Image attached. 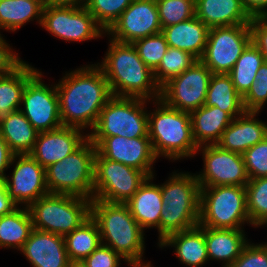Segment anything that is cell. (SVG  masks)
<instances>
[{
    "mask_svg": "<svg viewBox=\"0 0 267 267\" xmlns=\"http://www.w3.org/2000/svg\"><path fill=\"white\" fill-rule=\"evenodd\" d=\"M55 85L62 125L83 131L93 130L101 110L113 97L108 81L96 63L65 72Z\"/></svg>",
    "mask_w": 267,
    "mask_h": 267,
    "instance_id": "1",
    "label": "cell"
},
{
    "mask_svg": "<svg viewBox=\"0 0 267 267\" xmlns=\"http://www.w3.org/2000/svg\"><path fill=\"white\" fill-rule=\"evenodd\" d=\"M96 65L107 79L113 96L149 101L161 96V88L156 83L154 72L142 61L132 43L110 38L105 57Z\"/></svg>",
    "mask_w": 267,
    "mask_h": 267,
    "instance_id": "2",
    "label": "cell"
},
{
    "mask_svg": "<svg viewBox=\"0 0 267 267\" xmlns=\"http://www.w3.org/2000/svg\"><path fill=\"white\" fill-rule=\"evenodd\" d=\"M91 217L98 225L102 244L121 255L127 264L147 262L143 261L145 231L126 204L92 199Z\"/></svg>",
    "mask_w": 267,
    "mask_h": 267,
    "instance_id": "3",
    "label": "cell"
},
{
    "mask_svg": "<svg viewBox=\"0 0 267 267\" xmlns=\"http://www.w3.org/2000/svg\"><path fill=\"white\" fill-rule=\"evenodd\" d=\"M152 102L157 107L148 111V137L156 157L175 162L196 156L190 113L172 108L160 98Z\"/></svg>",
    "mask_w": 267,
    "mask_h": 267,
    "instance_id": "4",
    "label": "cell"
},
{
    "mask_svg": "<svg viewBox=\"0 0 267 267\" xmlns=\"http://www.w3.org/2000/svg\"><path fill=\"white\" fill-rule=\"evenodd\" d=\"M173 171L161 184L164 202L160 215V242L169 234L199 225L201 187L195 173Z\"/></svg>",
    "mask_w": 267,
    "mask_h": 267,
    "instance_id": "5",
    "label": "cell"
},
{
    "mask_svg": "<svg viewBox=\"0 0 267 267\" xmlns=\"http://www.w3.org/2000/svg\"><path fill=\"white\" fill-rule=\"evenodd\" d=\"M96 146L88 138L62 161L45 168L46 186L51 194H69L93 199Z\"/></svg>",
    "mask_w": 267,
    "mask_h": 267,
    "instance_id": "6",
    "label": "cell"
},
{
    "mask_svg": "<svg viewBox=\"0 0 267 267\" xmlns=\"http://www.w3.org/2000/svg\"><path fill=\"white\" fill-rule=\"evenodd\" d=\"M33 228L65 236L91 216V199L69 194H47L29 207Z\"/></svg>",
    "mask_w": 267,
    "mask_h": 267,
    "instance_id": "7",
    "label": "cell"
},
{
    "mask_svg": "<svg viewBox=\"0 0 267 267\" xmlns=\"http://www.w3.org/2000/svg\"><path fill=\"white\" fill-rule=\"evenodd\" d=\"M252 225L245 186L201 187L199 225L214 229H244Z\"/></svg>",
    "mask_w": 267,
    "mask_h": 267,
    "instance_id": "8",
    "label": "cell"
},
{
    "mask_svg": "<svg viewBox=\"0 0 267 267\" xmlns=\"http://www.w3.org/2000/svg\"><path fill=\"white\" fill-rule=\"evenodd\" d=\"M149 100L113 96L101 110L98 121L88 136L148 137Z\"/></svg>",
    "mask_w": 267,
    "mask_h": 267,
    "instance_id": "9",
    "label": "cell"
},
{
    "mask_svg": "<svg viewBox=\"0 0 267 267\" xmlns=\"http://www.w3.org/2000/svg\"><path fill=\"white\" fill-rule=\"evenodd\" d=\"M149 176L138 169L103 157L94 159L93 199L125 204Z\"/></svg>",
    "mask_w": 267,
    "mask_h": 267,
    "instance_id": "10",
    "label": "cell"
},
{
    "mask_svg": "<svg viewBox=\"0 0 267 267\" xmlns=\"http://www.w3.org/2000/svg\"><path fill=\"white\" fill-rule=\"evenodd\" d=\"M40 26L54 37L67 42L94 40L106 35L84 5H45Z\"/></svg>",
    "mask_w": 267,
    "mask_h": 267,
    "instance_id": "11",
    "label": "cell"
},
{
    "mask_svg": "<svg viewBox=\"0 0 267 267\" xmlns=\"http://www.w3.org/2000/svg\"><path fill=\"white\" fill-rule=\"evenodd\" d=\"M251 42L249 24L212 27L200 60L213 74H228Z\"/></svg>",
    "mask_w": 267,
    "mask_h": 267,
    "instance_id": "12",
    "label": "cell"
},
{
    "mask_svg": "<svg viewBox=\"0 0 267 267\" xmlns=\"http://www.w3.org/2000/svg\"><path fill=\"white\" fill-rule=\"evenodd\" d=\"M199 151L204 169L195 176L200 187L246 186L249 182L242 154L224 150L217 144L198 146L196 154Z\"/></svg>",
    "mask_w": 267,
    "mask_h": 267,
    "instance_id": "13",
    "label": "cell"
},
{
    "mask_svg": "<svg viewBox=\"0 0 267 267\" xmlns=\"http://www.w3.org/2000/svg\"><path fill=\"white\" fill-rule=\"evenodd\" d=\"M212 75L207 66L197 60L161 87L160 99L172 108L191 113L205 104Z\"/></svg>",
    "mask_w": 267,
    "mask_h": 267,
    "instance_id": "14",
    "label": "cell"
},
{
    "mask_svg": "<svg viewBox=\"0 0 267 267\" xmlns=\"http://www.w3.org/2000/svg\"><path fill=\"white\" fill-rule=\"evenodd\" d=\"M42 71H37L28 81L22 95L20 111L38 132L60 128L59 97L56 85L42 80Z\"/></svg>",
    "mask_w": 267,
    "mask_h": 267,
    "instance_id": "15",
    "label": "cell"
},
{
    "mask_svg": "<svg viewBox=\"0 0 267 267\" xmlns=\"http://www.w3.org/2000/svg\"><path fill=\"white\" fill-rule=\"evenodd\" d=\"M11 166L14 169L10 177H5L6 189L18 207H29L40 197L49 194L45 168L30 154H14Z\"/></svg>",
    "mask_w": 267,
    "mask_h": 267,
    "instance_id": "16",
    "label": "cell"
},
{
    "mask_svg": "<svg viewBox=\"0 0 267 267\" xmlns=\"http://www.w3.org/2000/svg\"><path fill=\"white\" fill-rule=\"evenodd\" d=\"M97 151L105 158L123 163L154 175L153 165L158 159L149 137L124 138L122 136H88Z\"/></svg>",
    "mask_w": 267,
    "mask_h": 267,
    "instance_id": "17",
    "label": "cell"
},
{
    "mask_svg": "<svg viewBox=\"0 0 267 267\" xmlns=\"http://www.w3.org/2000/svg\"><path fill=\"white\" fill-rule=\"evenodd\" d=\"M162 30L155 0H134L106 32V36L122 43L155 35Z\"/></svg>",
    "mask_w": 267,
    "mask_h": 267,
    "instance_id": "18",
    "label": "cell"
},
{
    "mask_svg": "<svg viewBox=\"0 0 267 267\" xmlns=\"http://www.w3.org/2000/svg\"><path fill=\"white\" fill-rule=\"evenodd\" d=\"M75 127L61 126L55 130L39 132L29 153L42 167L62 161L76 151L89 137Z\"/></svg>",
    "mask_w": 267,
    "mask_h": 267,
    "instance_id": "19",
    "label": "cell"
},
{
    "mask_svg": "<svg viewBox=\"0 0 267 267\" xmlns=\"http://www.w3.org/2000/svg\"><path fill=\"white\" fill-rule=\"evenodd\" d=\"M32 267H71L64 237L33 228L20 250Z\"/></svg>",
    "mask_w": 267,
    "mask_h": 267,
    "instance_id": "20",
    "label": "cell"
},
{
    "mask_svg": "<svg viewBox=\"0 0 267 267\" xmlns=\"http://www.w3.org/2000/svg\"><path fill=\"white\" fill-rule=\"evenodd\" d=\"M259 113L245 111L234 118L216 144L224 150L243 154L248 148L261 142L267 136V123L256 118Z\"/></svg>",
    "mask_w": 267,
    "mask_h": 267,
    "instance_id": "21",
    "label": "cell"
},
{
    "mask_svg": "<svg viewBox=\"0 0 267 267\" xmlns=\"http://www.w3.org/2000/svg\"><path fill=\"white\" fill-rule=\"evenodd\" d=\"M154 175L148 177L137 192L125 203L136 222L145 231L157 228L158 243L160 242V215L164 202L161 195V185L154 184Z\"/></svg>",
    "mask_w": 267,
    "mask_h": 267,
    "instance_id": "22",
    "label": "cell"
},
{
    "mask_svg": "<svg viewBox=\"0 0 267 267\" xmlns=\"http://www.w3.org/2000/svg\"><path fill=\"white\" fill-rule=\"evenodd\" d=\"M157 244L162 249L174 247L176 258L186 267H203L209 262L204 226L198 225L188 230L171 233Z\"/></svg>",
    "mask_w": 267,
    "mask_h": 267,
    "instance_id": "23",
    "label": "cell"
},
{
    "mask_svg": "<svg viewBox=\"0 0 267 267\" xmlns=\"http://www.w3.org/2000/svg\"><path fill=\"white\" fill-rule=\"evenodd\" d=\"M244 229H214L204 227L209 261L222 262V267H229L249 243Z\"/></svg>",
    "mask_w": 267,
    "mask_h": 267,
    "instance_id": "24",
    "label": "cell"
},
{
    "mask_svg": "<svg viewBox=\"0 0 267 267\" xmlns=\"http://www.w3.org/2000/svg\"><path fill=\"white\" fill-rule=\"evenodd\" d=\"M210 28L196 16L175 25L162 28L161 33L169 47L190 53L197 60L204 54Z\"/></svg>",
    "mask_w": 267,
    "mask_h": 267,
    "instance_id": "25",
    "label": "cell"
},
{
    "mask_svg": "<svg viewBox=\"0 0 267 267\" xmlns=\"http://www.w3.org/2000/svg\"><path fill=\"white\" fill-rule=\"evenodd\" d=\"M195 16L209 28L251 21L240 0H195Z\"/></svg>",
    "mask_w": 267,
    "mask_h": 267,
    "instance_id": "26",
    "label": "cell"
},
{
    "mask_svg": "<svg viewBox=\"0 0 267 267\" xmlns=\"http://www.w3.org/2000/svg\"><path fill=\"white\" fill-rule=\"evenodd\" d=\"M192 136L197 146L216 144L233 118L215 106H205L190 113Z\"/></svg>",
    "mask_w": 267,
    "mask_h": 267,
    "instance_id": "27",
    "label": "cell"
},
{
    "mask_svg": "<svg viewBox=\"0 0 267 267\" xmlns=\"http://www.w3.org/2000/svg\"><path fill=\"white\" fill-rule=\"evenodd\" d=\"M38 133L20 110L0 118V136L14 154H29Z\"/></svg>",
    "mask_w": 267,
    "mask_h": 267,
    "instance_id": "28",
    "label": "cell"
},
{
    "mask_svg": "<svg viewBox=\"0 0 267 267\" xmlns=\"http://www.w3.org/2000/svg\"><path fill=\"white\" fill-rule=\"evenodd\" d=\"M204 105L218 107L233 119L245 112L243 97L236 91L229 74L212 75Z\"/></svg>",
    "mask_w": 267,
    "mask_h": 267,
    "instance_id": "29",
    "label": "cell"
},
{
    "mask_svg": "<svg viewBox=\"0 0 267 267\" xmlns=\"http://www.w3.org/2000/svg\"><path fill=\"white\" fill-rule=\"evenodd\" d=\"M38 71L24 62L14 72L0 75V118L20 110L22 95L27 81Z\"/></svg>",
    "mask_w": 267,
    "mask_h": 267,
    "instance_id": "30",
    "label": "cell"
},
{
    "mask_svg": "<svg viewBox=\"0 0 267 267\" xmlns=\"http://www.w3.org/2000/svg\"><path fill=\"white\" fill-rule=\"evenodd\" d=\"M33 223L28 207H17L11 213L0 216V248L20 251L27 241Z\"/></svg>",
    "mask_w": 267,
    "mask_h": 267,
    "instance_id": "31",
    "label": "cell"
},
{
    "mask_svg": "<svg viewBox=\"0 0 267 267\" xmlns=\"http://www.w3.org/2000/svg\"><path fill=\"white\" fill-rule=\"evenodd\" d=\"M43 8L34 0H0V31L15 32L34 20L41 25Z\"/></svg>",
    "mask_w": 267,
    "mask_h": 267,
    "instance_id": "32",
    "label": "cell"
},
{
    "mask_svg": "<svg viewBox=\"0 0 267 267\" xmlns=\"http://www.w3.org/2000/svg\"><path fill=\"white\" fill-rule=\"evenodd\" d=\"M64 241L70 261L79 264L101 244L97 223L90 216L79 227L65 235Z\"/></svg>",
    "mask_w": 267,
    "mask_h": 267,
    "instance_id": "33",
    "label": "cell"
},
{
    "mask_svg": "<svg viewBox=\"0 0 267 267\" xmlns=\"http://www.w3.org/2000/svg\"><path fill=\"white\" fill-rule=\"evenodd\" d=\"M264 62V56L251 42L236 61L232 70L228 73L236 91L242 97L250 90L255 81L257 72Z\"/></svg>",
    "mask_w": 267,
    "mask_h": 267,
    "instance_id": "34",
    "label": "cell"
},
{
    "mask_svg": "<svg viewBox=\"0 0 267 267\" xmlns=\"http://www.w3.org/2000/svg\"><path fill=\"white\" fill-rule=\"evenodd\" d=\"M245 188L250 223L261 228L267 222V177L250 179Z\"/></svg>",
    "mask_w": 267,
    "mask_h": 267,
    "instance_id": "35",
    "label": "cell"
},
{
    "mask_svg": "<svg viewBox=\"0 0 267 267\" xmlns=\"http://www.w3.org/2000/svg\"><path fill=\"white\" fill-rule=\"evenodd\" d=\"M196 61L197 59L190 53L177 48L168 47L159 66L153 71L156 83L161 88L173 77L181 75Z\"/></svg>",
    "mask_w": 267,
    "mask_h": 267,
    "instance_id": "36",
    "label": "cell"
},
{
    "mask_svg": "<svg viewBox=\"0 0 267 267\" xmlns=\"http://www.w3.org/2000/svg\"><path fill=\"white\" fill-rule=\"evenodd\" d=\"M134 0H86L85 7L107 32Z\"/></svg>",
    "mask_w": 267,
    "mask_h": 267,
    "instance_id": "37",
    "label": "cell"
},
{
    "mask_svg": "<svg viewBox=\"0 0 267 267\" xmlns=\"http://www.w3.org/2000/svg\"><path fill=\"white\" fill-rule=\"evenodd\" d=\"M161 27L175 25L195 16V0H155Z\"/></svg>",
    "mask_w": 267,
    "mask_h": 267,
    "instance_id": "38",
    "label": "cell"
},
{
    "mask_svg": "<svg viewBox=\"0 0 267 267\" xmlns=\"http://www.w3.org/2000/svg\"><path fill=\"white\" fill-rule=\"evenodd\" d=\"M132 44L135 46L139 57L152 71L159 66L169 47L161 32L136 40Z\"/></svg>",
    "mask_w": 267,
    "mask_h": 267,
    "instance_id": "39",
    "label": "cell"
},
{
    "mask_svg": "<svg viewBox=\"0 0 267 267\" xmlns=\"http://www.w3.org/2000/svg\"><path fill=\"white\" fill-rule=\"evenodd\" d=\"M267 104V62L259 68L255 81L248 93L243 97L245 111L261 112Z\"/></svg>",
    "mask_w": 267,
    "mask_h": 267,
    "instance_id": "40",
    "label": "cell"
},
{
    "mask_svg": "<svg viewBox=\"0 0 267 267\" xmlns=\"http://www.w3.org/2000/svg\"><path fill=\"white\" fill-rule=\"evenodd\" d=\"M242 156L250 179L267 177V136Z\"/></svg>",
    "mask_w": 267,
    "mask_h": 267,
    "instance_id": "41",
    "label": "cell"
},
{
    "mask_svg": "<svg viewBox=\"0 0 267 267\" xmlns=\"http://www.w3.org/2000/svg\"><path fill=\"white\" fill-rule=\"evenodd\" d=\"M229 267H267V242H249Z\"/></svg>",
    "mask_w": 267,
    "mask_h": 267,
    "instance_id": "42",
    "label": "cell"
},
{
    "mask_svg": "<svg viewBox=\"0 0 267 267\" xmlns=\"http://www.w3.org/2000/svg\"><path fill=\"white\" fill-rule=\"evenodd\" d=\"M121 259H123L124 262H127L112 248L101 243L79 264L83 267H120V264H122Z\"/></svg>",
    "mask_w": 267,
    "mask_h": 267,
    "instance_id": "43",
    "label": "cell"
},
{
    "mask_svg": "<svg viewBox=\"0 0 267 267\" xmlns=\"http://www.w3.org/2000/svg\"><path fill=\"white\" fill-rule=\"evenodd\" d=\"M0 34V75H6L14 72L19 68L24 62L19 54L16 53L6 42V39L3 38Z\"/></svg>",
    "mask_w": 267,
    "mask_h": 267,
    "instance_id": "44",
    "label": "cell"
},
{
    "mask_svg": "<svg viewBox=\"0 0 267 267\" xmlns=\"http://www.w3.org/2000/svg\"><path fill=\"white\" fill-rule=\"evenodd\" d=\"M249 26L252 43L260 50L267 62V19L265 17H253Z\"/></svg>",
    "mask_w": 267,
    "mask_h": 267,
    "instance_id": "45",
    "label": "cell"
},
{
    "mask_svg": "<svg viewBox=\"0 0 267 267\" xmlns=\"http://www.w3.org/2000/svg\"><path fill=\"white\" fill-rule=\"evenodd\" d=\"M242 6L253 17H265L267 15V0H240Z\"/></svg>",
    "mask_w": 267,
    "mask_h": 267,
    "instance_id": "46",
    "label": "cell"
},
{
    "mask_svg": "<svg viewBox=\"0 0 267 267\" xmlns=\"http://www.w3.org/2000/svg\"><path fill=\"white\" fill-rule=\"evenodd\" d=\"M14 153L10 150L6 141L0 136V180H5L6 170L10 168Z\"/></svg>",
    "mask_w": 267,
    "mask_h": 267,
    "instance_id": "47",
    "label": "cell"
},
{
    "mask_svg": "<svg viewBox=\"0 0 267 267\" xmlns=\"http://www.w3.org/2000/svg\"><path fill=\"white\" fill-rule=\"evenodd\" d=\"M17 207L8 195L5 180H0V216L11 213Z\"/></svg>",
    "mask_w": 267,
    "mask_h": 267,
    "instance_id": "48",
    "label": "cell"
},
{
    "mask_svg": "<svg viewBox=\"0 0 267 267\" xmlns=\"http://www.w3.org/2000/svg\"><path fill=\"white\" fill-rule=\"evenodd\" d=\"M86 0H45L46 6H83Z\"/></svg>",
    "mask_w": 267,
    "mask_h": 267,
    "instance_id": "49",
    "label": "cell"
},
{
    "mask_svg": "<svg viewBox=\"0 0 267 267\" xmlns=\"http://www.w3.org/2000/svg\"><path fill=\"white\" fill-rule=\"evenodd\" d=\"M127 266H130V267H152L153 265L151 264V261H148L146 263H131V264H128Z\"/></svg>",
    "mask_w": 267,
    "mask_h": 267,
    "instance_id": "50",
    "label": "cell"
},
{
    "mask_svg": "<svg viewBox=\"0 0 267 267\" xmlns=\"http://www.w3.org/2000/svg\"><path fill=\"white\" fill-rule=\"evenodd\" d=\"M40 2L43 6H45V0H34Z\"/></svg>",
    "mask_w": 267,
    "mask_h": 267,
    "instance_id": "51",
    "label": "cell"
},
{
    "mask_svg": "<svg viewBox=\"0 0 267 267\" xmlns=\"http://www.w3.org/2000/svg\"><path fill=\"white\" fill-rule=\"evenodd\" d=\"M71 267H83V266H81L80 264H72Z\"/></svg>",
    "mask_w": 267,
    "mask_h": 267,
    "instance_id": "52",
    "label": "cell"
}]
</instances>
